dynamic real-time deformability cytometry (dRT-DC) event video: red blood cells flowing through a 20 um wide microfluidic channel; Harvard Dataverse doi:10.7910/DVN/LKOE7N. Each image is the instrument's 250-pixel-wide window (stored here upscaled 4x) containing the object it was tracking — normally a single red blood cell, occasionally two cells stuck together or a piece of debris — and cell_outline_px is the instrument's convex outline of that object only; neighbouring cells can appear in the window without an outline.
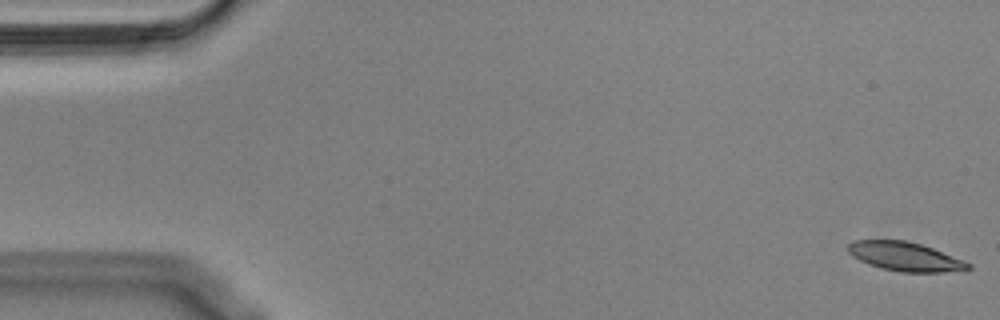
{"species": "Egyptian fruit bat (a non-hibernating species)", "species_latin": "Rousettus aegyptiacus", "temperature_condition": "cold", "stored_images_in_passage": 56, "camera_frame_rate_fps": 3000, "um_per_image_px": 0.085, "animal": {"sex": "male"}, "frame": {"image": 1, "passage_image": 1, "time_ms": 0.0, "image_size_px": [1000, 320], "cell_outline_px": [[972, 268], [944, 272], [900, 272], [880, 268], [868, 264], [860, 260], [848, 252], [848, 244], [852, 240], [904, 240], [920, 244], [932, 248], [964, 260], [972, 264]], "centroid_in_image_um": [76.92, 21.81], "position_along_channel_um": 8.1, "area_um2": 20.17}}
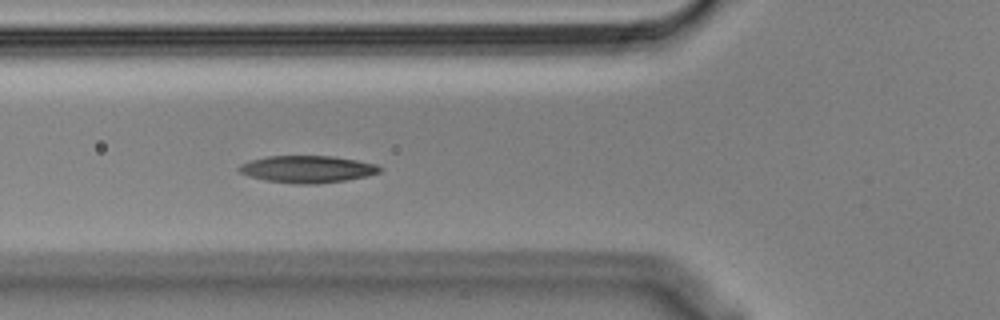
{"frame": {"image": 2, "passage_image": 20, "time_ms": 6.333, "image_size_px": [1000, 320], "cell_outline_px": [[384, 168], [380, 172], [368, 176], [348, 180], [316, 184], [300, 184], [268, 180], [248, 176], [240, 172], [236, 168], [240, 164], [252, 160], [268, 156], [332, 156], [356, 160], [376, 164]], "centroid_in_image_um": [26.16, 14.38], "position_along_channel_um": 99.6, "area_um2": 22.2}}
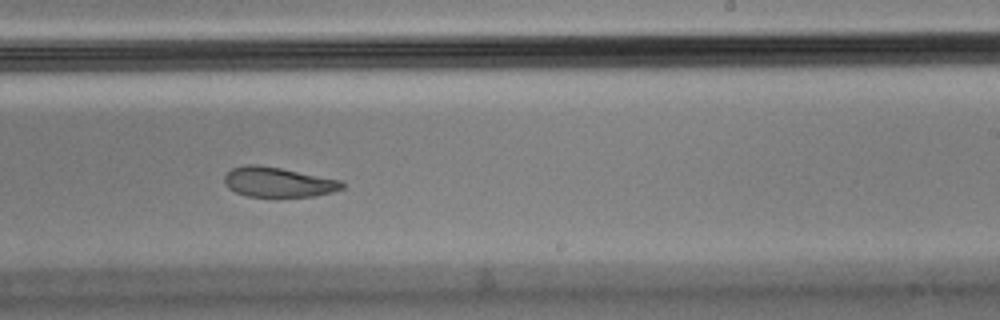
{"frame": {"image": 3, "passage_image": 34, "time_ms": 11.0, "image_size_px": [1000, 320], "cell_outline_px": [[344, 188], [332, 192], [312, 196], [248, 196], [236, 192], [228, 188], [224, 184], [224, 176], [232, 168], [244, 164], [260, 164], [340, 180], [344, 184]], "centroid_in_image_um": [23.6, 15.47], "position_along_channel_um": 265.4, "area_um2": 20.35}, "authors_computed_cell_mechanics": {"area_um2": 21.8195, "velocity_mm_per_s": 3.5446, "shape_relaxation_time_tau1_ms": 3.6353, "shape_relaxation_time_tau2_ms": 3.4125, "deformation_change_tau1": 0.144, "deformation_change_tau2": 0.0979}}